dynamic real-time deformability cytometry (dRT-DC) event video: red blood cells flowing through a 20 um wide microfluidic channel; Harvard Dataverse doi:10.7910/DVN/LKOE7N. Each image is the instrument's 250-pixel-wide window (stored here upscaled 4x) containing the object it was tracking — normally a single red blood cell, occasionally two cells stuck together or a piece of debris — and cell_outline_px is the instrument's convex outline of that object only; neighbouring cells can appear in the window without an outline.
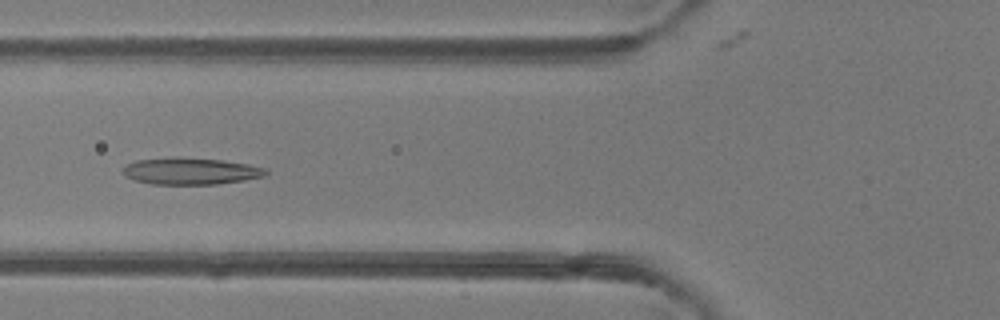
{"species": "common noctule bat (a hibernating species)", "species_latin": "Nyctalus noctula", "temperature_condition": "room temperature", "stored_images_in_passage": 5, "camera_frame_rate_fps": 3000, "um_per_image_px": 0.085, "animal": {"sex": "female"}, "frame": {"image": 1, "passage_image": 5, "time_ms": 5.333, "image_size_px": [1000, 320], "cell_outline_px": [[268, 172], [264, 176], [244, 180], [216, 184], [152, 184], [132, 180], [124, 176], [120, 172], [128, 164], [136, 160], [176, 156], [224, 160], [248, 164], [268, 168]], "centroid_in_image_um": [16.18, 14.53], "position_along_channel_um": 109.6, "area_um2": 22.66}}